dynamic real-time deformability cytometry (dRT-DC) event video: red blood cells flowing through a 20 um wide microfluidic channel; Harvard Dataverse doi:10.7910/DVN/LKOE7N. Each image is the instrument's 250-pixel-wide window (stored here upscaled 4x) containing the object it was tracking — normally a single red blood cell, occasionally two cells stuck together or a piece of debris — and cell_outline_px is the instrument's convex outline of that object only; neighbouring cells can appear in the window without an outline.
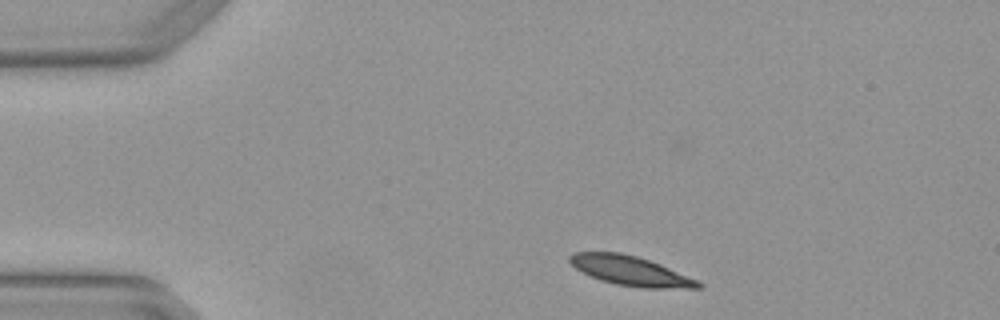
{"species": "Egyptian fruit bat (a non-hibernating species)", "species_latin": "Rousettus aegyptiacus", "temperature_condition": "warm", "stored_images_in_passage": 3, "camera_frame_rate_fps": 3000, "um_per_image_px": 0.085, "animal": {"sex": "female"}, "frame": {"image": 1, "passage_image": 1, "time_ms": 0.0, "image_size_px": [1000, 320], "cell_outline_px": [[704, 288], [644, 288], [616, 284], [600, 280], [576, 268], [568, 260], [568, 256], [572, 252], [620, 252], [636, 256], [660, 264], [696, 280], [704, 284]], "centroid_in_image_um": [53.58, 23.02], "position_along_channel_um": 31.4, "area_um2": 21.85}}
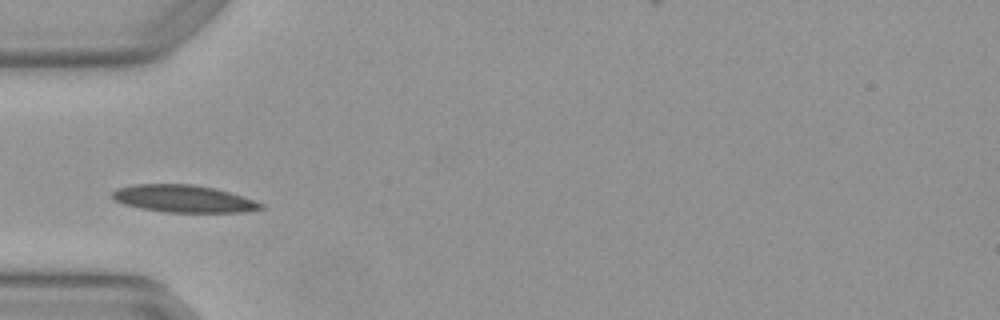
{"frame": {"image": 2, "passage_image": 3, "time_ms": 0.667, "image_size_px": [1000, 320], "cell_outline_px": [[264, 208], [244, 212], [164, 212], [140, 208], [124, 204], [112, 200], [108, 196], [116, 188], [136, 184], [192, 184], [216, 188], [264, 204]], "centroid_in_image_um": [15.52, 16.89], "position_along_channel_um": 69.5, "area_um2": 23.7}}